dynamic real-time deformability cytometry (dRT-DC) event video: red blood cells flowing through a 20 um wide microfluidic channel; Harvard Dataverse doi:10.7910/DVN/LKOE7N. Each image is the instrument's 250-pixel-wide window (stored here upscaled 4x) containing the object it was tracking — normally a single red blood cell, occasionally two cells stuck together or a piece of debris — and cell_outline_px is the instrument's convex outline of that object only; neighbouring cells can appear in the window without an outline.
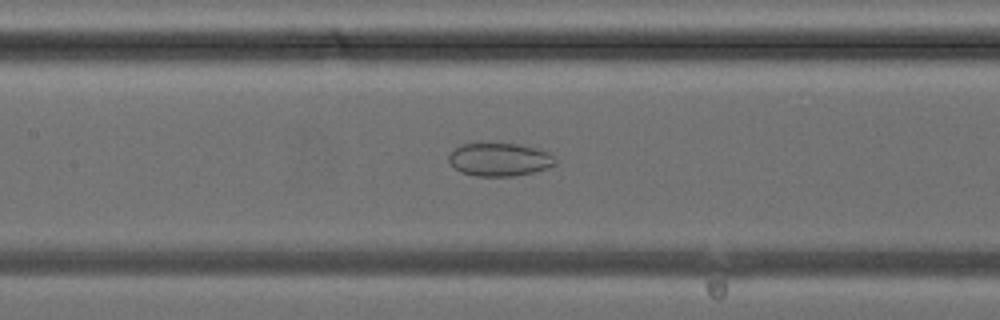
{"species": "common noctule bat (a hibernating species)", "species_latin": "Nyctalus noctula", "temperature_condition": "cold", "stored_images_in_passage": 38, "camera_frame_rate_fps": 3000, "um_per_image_px": 0.085, "animal": {"sex": "female", "body_mass_g": 24.6, "forearm_length_mm": 56.2}, "frame": {"image": 1, "passage_image": 17, "time_ms": 5.333, "image_size_px": [1000, 320], "cell_outline_px": [[556, 164], [548, 168], [532, 172], [512, 176], [476, 176], [460, 172], [448, 160], [448, 156], [460, 144], [520, 144], [536, 148], [548, 152], [556, 160]], "centroid_in_image_um": [42.47, 13.56], "position_along_channel_um": 164.9, "area_um2": 20.35}}